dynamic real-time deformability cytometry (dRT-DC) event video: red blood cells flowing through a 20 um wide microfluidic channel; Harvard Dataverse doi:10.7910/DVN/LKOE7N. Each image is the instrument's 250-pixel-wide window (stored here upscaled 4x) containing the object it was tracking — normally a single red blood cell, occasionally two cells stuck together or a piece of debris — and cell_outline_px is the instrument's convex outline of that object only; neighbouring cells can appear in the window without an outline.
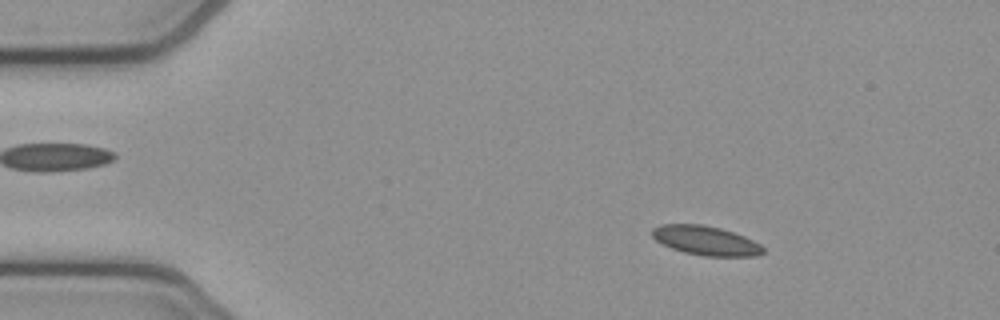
{"species": "common noctule bat (a hibernating species)", "species_latin": "Nyctalus noctula", "temperature_condition": "cold", "stored_images_in_passage": 53, "camera_frame_rate_fps": 3000, "um_per_image_px": 0.085, "animal": {"sex": "female", "body_mass_g": 21.9}, "frame": {"image": 1, "passage_image": 8, "time_ms": 2.333, "image_size_px": [1000, 320], "cell_outline_px": [[764, 252], [756, 256], [704, 256], [684, 252], [672, 248], [656, 240], [652, 236], [652, 228], [660, 224], [700, 224], [720, 228], [744, 236], [760, 244], [764, 248]], "centroid_in_image_um": [59.98, 20.44], "position_along_channel_um": 25.0, "area_um2": 18.79}}
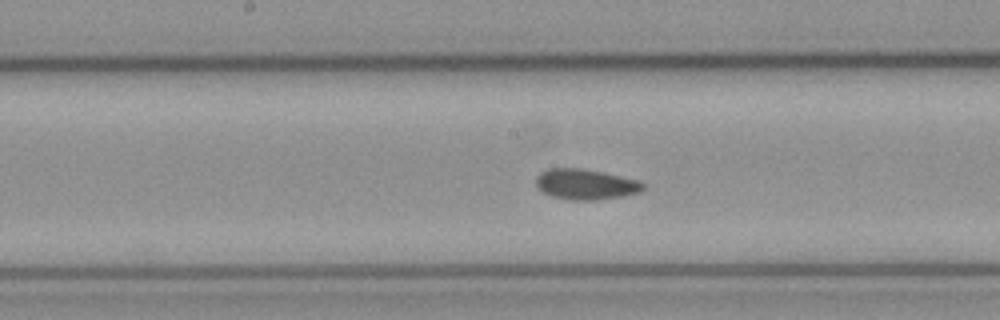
{"frame": {"image": 2, "passage_image": 27, "time_ms": 8.667, "image_size_px": [1000, 320], "cell_outline_px": [[644, 188], [640, 192], [624, 196], [596, 200], [572, 200], [552, 196], [544, 192], [536, 184], [536, 176], [540, 172], [548, 168], [580, 168], [604, 172], [640, 180], [644, 184]], "centroid_in_image_um": [49.81, 15.66], "position_along_channel_um": 198.4, "area_um2": 19.13}}
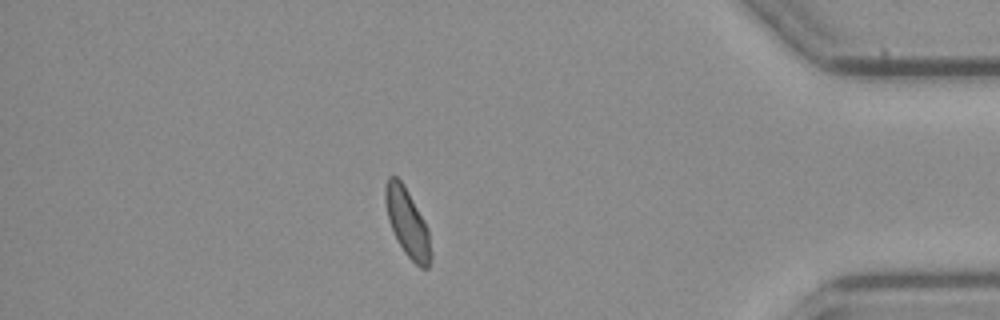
{"frame": {"image": 3, "passage_image": 46, "time_ms": 15.0, "image_size_px": [1000, 320], "cell_outline_px": [[432, 260], [428, 268], [420, 268], [404, 252], [388, 220], [384, 200], [384, 188], [388, 176], [396, 176], [404, 184], [424, 220], [428, 228], [432, 252]], "centroid_in_image_um": [34.64, 18.93], "position_along_channel_um": 400.6, "area_um2": 18.09}, "authors_computed_cell_mechanics": {"area_um2": 18.496, "velocity_mm_per_s": 3.8495, "shape_relaxation_time_tau1_ms": null, "shape_relaxation_time_tau2_ms": 2.0388, "deformation_change_tau1": null, "deformation_change_tau2": 0.0642}}